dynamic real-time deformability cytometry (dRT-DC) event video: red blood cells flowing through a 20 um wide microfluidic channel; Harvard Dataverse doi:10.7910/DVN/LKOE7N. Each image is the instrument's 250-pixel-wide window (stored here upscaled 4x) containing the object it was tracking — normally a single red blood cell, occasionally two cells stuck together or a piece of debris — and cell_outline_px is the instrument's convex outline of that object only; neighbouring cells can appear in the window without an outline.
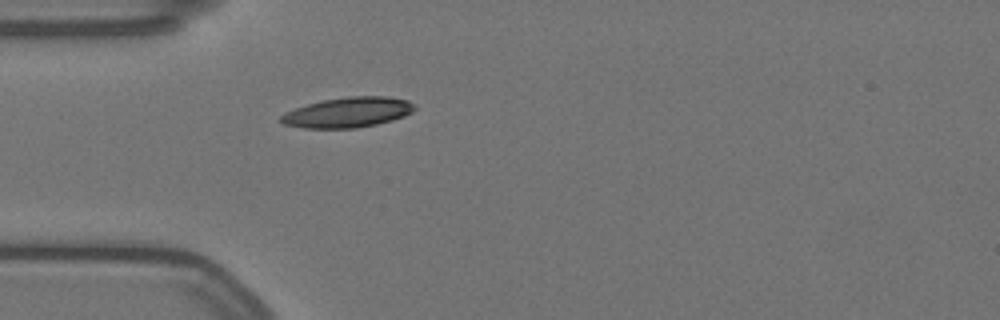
{"species": "Egyptian fruit bat (a non-hibernating species)", "species_latin": "Rousettus aegyptiacus", "temperature_condition": "warm", "stored_images_in_passage": 5, "camera_frame_rate_fps": 3000, "um_per_image_px": 0.085, "animal": {"sex": "female"}, "frame": {"image": 1, "passage_image": 1, "time_ms": 0.0, "image_size_px": [1000, 320], "cell_outline_px": [[416, 108], [412, 112], [404, 116], [392, 120], [376, 124], [356, 128], [304, 128], [284, 124], [280, 120], [280, 116], [284, 112], [308, 104], [324, 100], [348, 96], [388, 96], [408, 100], [416, 104]], "centroid_in_image_um": [29.6, 9.54], "position_along_channel_um": 55.4, "area_um2": 23.52}}